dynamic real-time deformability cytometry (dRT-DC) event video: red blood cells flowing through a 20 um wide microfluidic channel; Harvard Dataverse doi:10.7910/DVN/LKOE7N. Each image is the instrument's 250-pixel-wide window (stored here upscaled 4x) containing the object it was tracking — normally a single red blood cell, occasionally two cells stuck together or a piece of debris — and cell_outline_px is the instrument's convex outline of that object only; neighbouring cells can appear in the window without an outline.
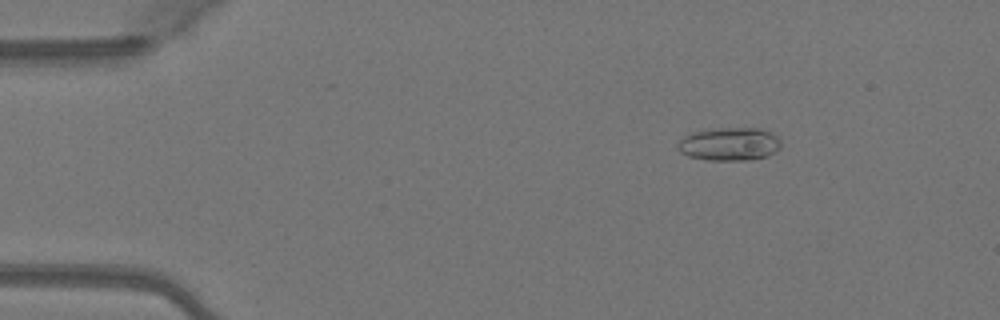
{"species": "Egyptian fruit bat (a non-hibernating species)", "species_latin": "Rousettus aegyptiacus", "temperature_condition": "warm", "stored_images_in_passage": 50, "camera_frame_rate_fps": 3000, "um_per_image_px": 0.085, "animal": {"sex": "female"}, "frame": {"image": 1, "passage_image": 8, "time_ms": 2.333, "image_size_px": [1000, 320], "cell_outline_px": [[780, 148], [768, 156], [752, 160], [708, 160], [688, 156], [680, 152], [676, 148], [676, 144], [684, 136], [696, 132], [716, 128], [760, 128], [772, 132], [780, 140]], "centroid_in_image_um": [62.01, 12.25], "position_along_channel_um": 23.0, "area_um2": 20.06}}
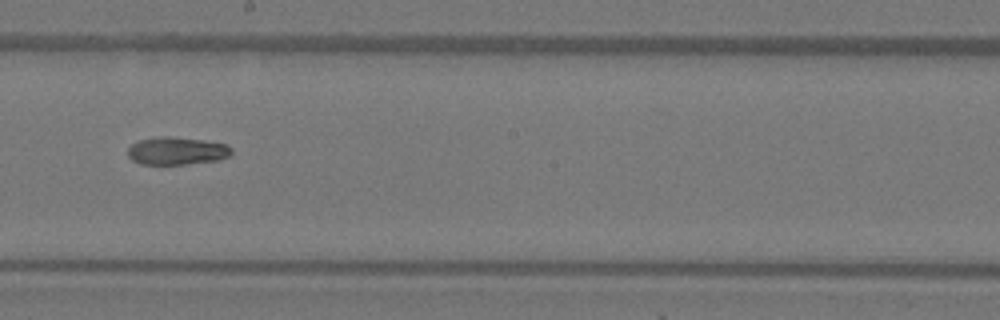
{"frame": {"image": 2, "passage_image": 29, "time_ms": 9.333, "image_size_px": [1000, 320], "cell_outline_px": [[232, 152], [228, 156], [220, 160], [184, 164], [140, 164], [132, 160], [128, 156], [128, 148], [132, 144], [140, 140], [160, 136], [168, 136], [200, 140], [228, 144], [232, 148]], "centroid_in_image_um": [15.03, 12.83], "position_along_channel_um": 233.2, "area_um2": 16.7}}
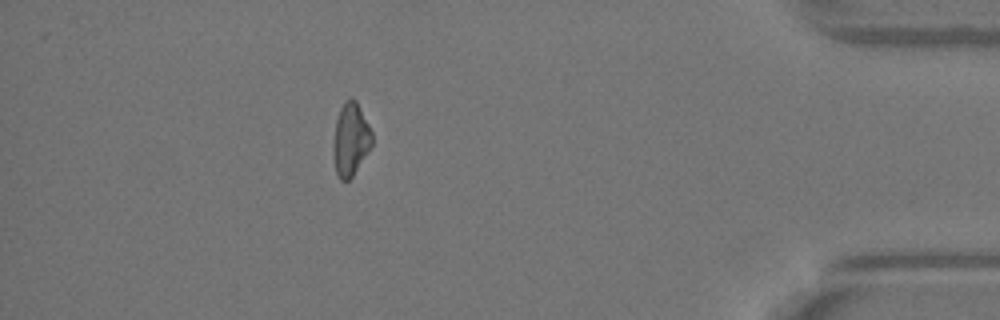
{"frame": {"image": 3, "passage_image": 45, "time_ms": 14.667, "image_size_px": [1000, 320], "cell_outline_px": [[372, 144], [352, 176], [348, 180], [340, 180], [336, 172], [332, 152], [332, 148], [336, 120], [340, 108], [344, 100], [352, 96], [356, 100], [372, 132]], "centroid_in_image_um": [29.78, 11.81], "position_along_channel_um": 405.4, "area_um2": 16.36}, "authors_computed_cell_mechanics": {"area_um2": 17.4556, "velocity_mm_per_s": 4.103, "shape_relaxation_time_tau1_ms": 10.0489, "shape_relaxation_time_tau2_ms": null, "deformation_change_tau1": 0.234, "deformation_change_tau2": null}}